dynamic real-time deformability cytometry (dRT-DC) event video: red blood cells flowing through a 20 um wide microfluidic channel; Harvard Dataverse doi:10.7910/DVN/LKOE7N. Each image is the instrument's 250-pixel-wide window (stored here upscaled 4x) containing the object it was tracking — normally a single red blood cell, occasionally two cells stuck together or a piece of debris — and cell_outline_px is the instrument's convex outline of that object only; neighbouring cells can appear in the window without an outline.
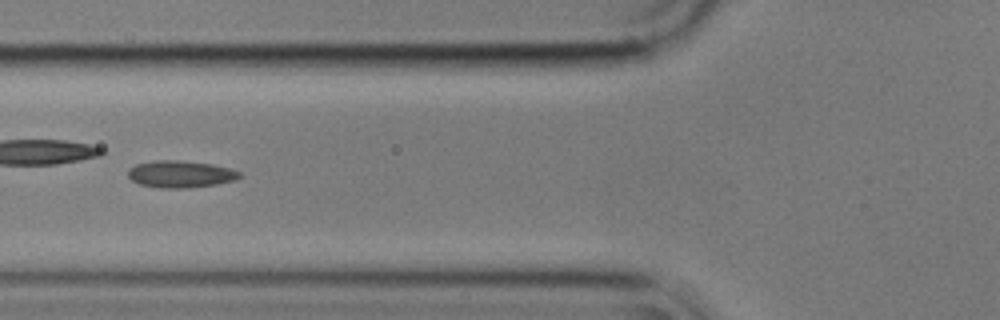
{"species": "common noctule bat (a hibernating species)", "species_latin": "Nyctalus noctula", "temperature_condition": "cold", "stored_images_in_passage": 48, "camera_frame_rate_fps": 3000, "um_per_image_px": 0.085, "animal": {"sex": "male", "body_mass_g": 17.9}, "frame": {"image": 1, "passage_image": 14, "time_ms": 4.333, "image_size_px": [1000, 320], "cell_outline_px": [[244, 176], [236, 180], [216, 184], [188, 188], [160, 188], [140, 184], [132, 180], [128, 176], [128, 168], [136, 164], [156, 160], [176, 160], [212, 164], [228, 168], [240, 172]], "centroid_in_image_um": [15.35, 14.8], "position_along_channel_um": 110.4, "area_um2": 17.57}, "authors_computed_cell_mechanics": {"area_um2": 17.1088, "velocity_mm_per_s": 3.5666, "shape_relaxation_time_tau1_ms": null, "shape_relaxation_time_tau2_ms": 4.0754, "deformation_change_tau1": null, "deformation_change_tau2": 0.104}}